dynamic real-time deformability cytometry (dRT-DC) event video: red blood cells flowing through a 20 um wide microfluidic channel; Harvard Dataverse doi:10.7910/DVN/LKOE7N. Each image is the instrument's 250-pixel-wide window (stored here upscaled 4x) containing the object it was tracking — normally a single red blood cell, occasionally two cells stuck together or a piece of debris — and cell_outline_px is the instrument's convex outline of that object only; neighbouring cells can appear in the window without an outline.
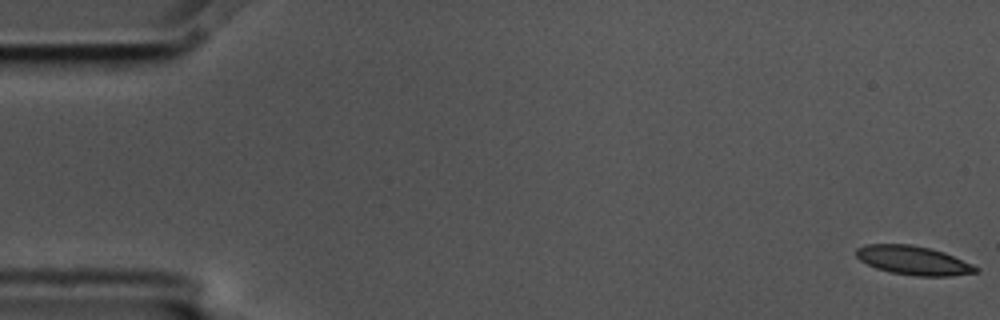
{"species": "common noctule bat (a hibernating species)", "species_latin": "Nyctalus noctula", "temperature_condition": "cold", "stored_images_in_passage": 8, "camera_frame_rate_fps": 3000, "um_per_image_px": 0.085, "animal": {"sex": "male", "body_mass_g": 17.5, "forearm_length_mm": 52.3}, "frame": {"image": 1, "passage_image": 1, "time_ms": 0.0, "image_size_px": [1000, 320], "cell_outline_px": [[980, 272], [952, 276], [916, 276], [892, 272], [876, 268], [860, 260], [856, 256], [856, 248], [864, 244], [912, 244], [944, 252], [972, 264], [980, 268]], "centroid_in_image_um": [77.65, 22.13], "position_along_channel_um": 7.3, "area_um2": 20.17}}
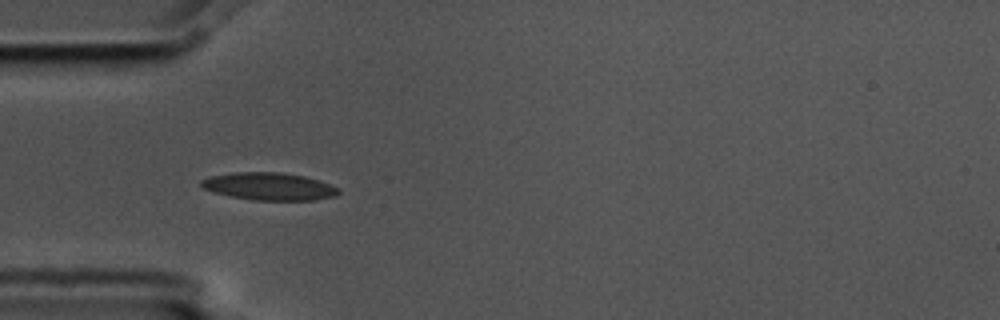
{"frame": {"image": 2, "passage_image": 5, "time_ms": 1.333, "image_size_px": [1000, 320], "cell_outline_px": [[340, 192], [336, 196], [316, 200], [252, 200], [228, 196], [204, 188], [200, 184], [200, 180], [208, 176], [232, 172], [280, 172], [304, 176], [340, 188]], "centroid_in_image_um": [22.86, 15.84], "position_along_channel_um": 62.1, "area_um2": 22.08}}